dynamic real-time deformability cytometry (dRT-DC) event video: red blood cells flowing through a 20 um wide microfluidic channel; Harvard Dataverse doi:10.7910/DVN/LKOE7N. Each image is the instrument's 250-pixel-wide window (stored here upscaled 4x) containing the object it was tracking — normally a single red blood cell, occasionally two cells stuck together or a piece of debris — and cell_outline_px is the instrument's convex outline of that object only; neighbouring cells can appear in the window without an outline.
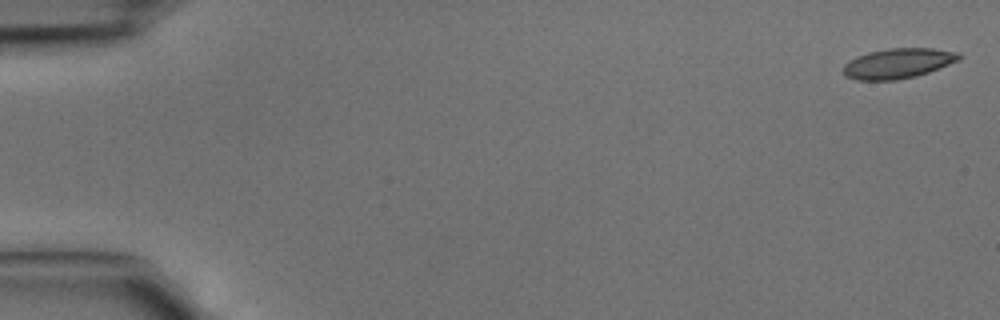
{"species": "common noctule bat (a hibernating species)", "species_latin": "Nyctalus noctula", "temperature_condition": "cold", "stored_images_in_passage": 5, "camera_frame_rate_fps": 3000, "um_per_image_px": 0.085, "animal": {"sex": "male", "body_mass_g": 15.6}, "frame": {"image": 1, "passage_image": 1, "time_ms": 0.0, "image_size_px": [1000, 320], "cell_outline_px": [[964, 56], [960, 60], [928, 72], [916, 76], [896, 80], [856, 80], [844, 76], [844, 64], [856, 56], [868, 52], [888, 48], [932, 48], [960, 52]], "centroid_in_image_um": [76.35, 5.38], "position_along_channel_um": 8.6, "area_um2": 20.46}}
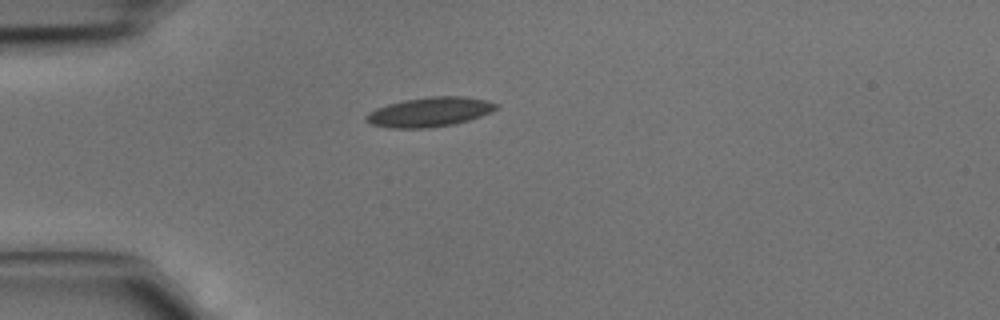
{"frame": {"image": 2, "passage_image": 4, "time_ms": 1.0, "image_size_px": [1000, 320], "cell_outline_px": [[500, 104], [496, 108], [480, 116], [468, 120], [452, 124], [428, 128], [388, 128], [372, 124], [364, 120], [364, 116], [368, 112], [376, 108], [388, 104], [404, 100], [428, 96], [464, 96], [484, 100]], "centroid_in_image_um": [36.46, 9.51], "position_along_channel_um": 48.5, "area_um2": 22.25}}